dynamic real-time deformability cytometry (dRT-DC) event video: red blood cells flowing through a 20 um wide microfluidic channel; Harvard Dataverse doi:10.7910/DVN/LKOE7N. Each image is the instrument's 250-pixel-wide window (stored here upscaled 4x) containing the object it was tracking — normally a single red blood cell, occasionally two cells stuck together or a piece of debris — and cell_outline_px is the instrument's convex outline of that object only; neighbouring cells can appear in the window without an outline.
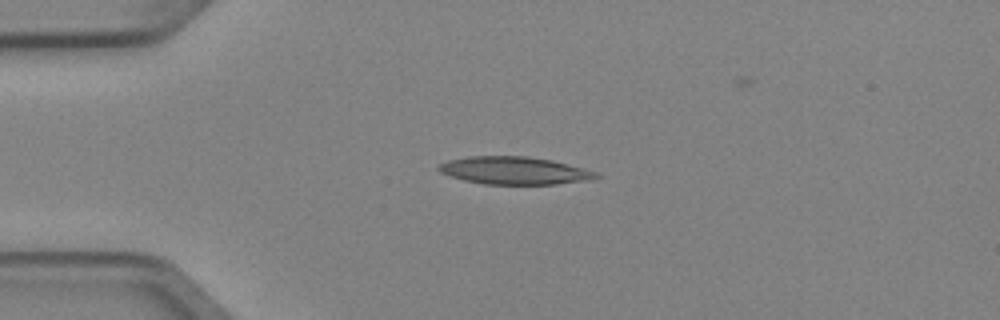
{"species": "Egyptian fruit bat (a non-hibernating species)", "species_latin": "Rousettus aegyptiacus", "temperature_condition": "cold", "stored_images_in_passage": 4, "camera_frame_rate_fps": 3000, "um_per_image_px": 0.085, "animal": {"sex": "female"}, "frame": {"image": 1, "passage_image": 3, "time_ms": 0.667, "image_size_px": [1000, 320], "cell_outline_px": [[604, 176], [592, 180], [556, 184], [484, 184], [464, 180], [440, 172], [436, 168], [440, 164], [448, 160], [468, 156], [528, 156], [552, 160], [596, 172]], "centroid_in_image_um": [43.75, 14.5], "position_along_channel_um": 41.3, "area_um2": 25.37}}